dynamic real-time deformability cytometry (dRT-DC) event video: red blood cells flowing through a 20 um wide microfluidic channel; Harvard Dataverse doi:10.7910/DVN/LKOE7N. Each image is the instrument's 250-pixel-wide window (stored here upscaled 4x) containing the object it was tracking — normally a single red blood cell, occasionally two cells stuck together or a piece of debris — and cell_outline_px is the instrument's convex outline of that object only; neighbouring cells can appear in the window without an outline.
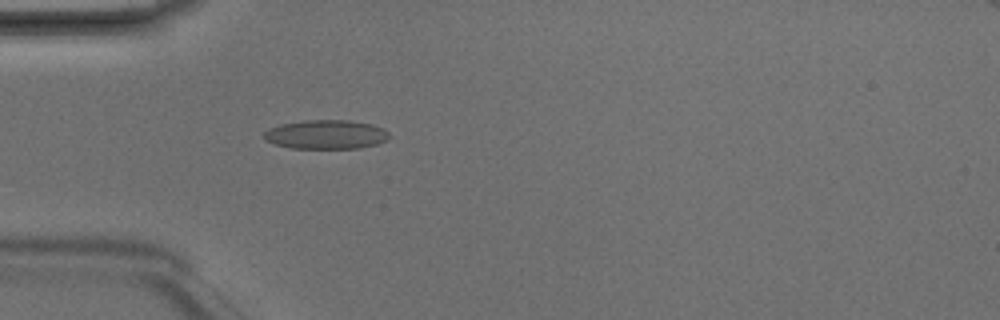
{"species": "Egyptian fruit bat (a non-hibernating species)", "species_latin": "Rousettus aegyptiacus", "temperature_condition": "room temperature", "stored_images_in_passage": 5, "camera_frame_rate_fps": 3000, "um_per_image_px": 0.085, "animal": {"sex": "male"}, "frame": {"image": 1, "passage_image": 4, "time_ms": 1.0, "image_size_px": [1000, 320], "cell_outline_px": [[392, 136], [388, 140], [376, 144], [360, 148], [292, 148], [276, 144], [264, 140], [264, 132], [268, 128], [280, 124], [304, 120], [348, 120], [372, 124], [384, 128]], "centroid_in_image_um": [27.74, 11.42], "position_along_channel_um": 57.3, "area_um2": 21.39}}